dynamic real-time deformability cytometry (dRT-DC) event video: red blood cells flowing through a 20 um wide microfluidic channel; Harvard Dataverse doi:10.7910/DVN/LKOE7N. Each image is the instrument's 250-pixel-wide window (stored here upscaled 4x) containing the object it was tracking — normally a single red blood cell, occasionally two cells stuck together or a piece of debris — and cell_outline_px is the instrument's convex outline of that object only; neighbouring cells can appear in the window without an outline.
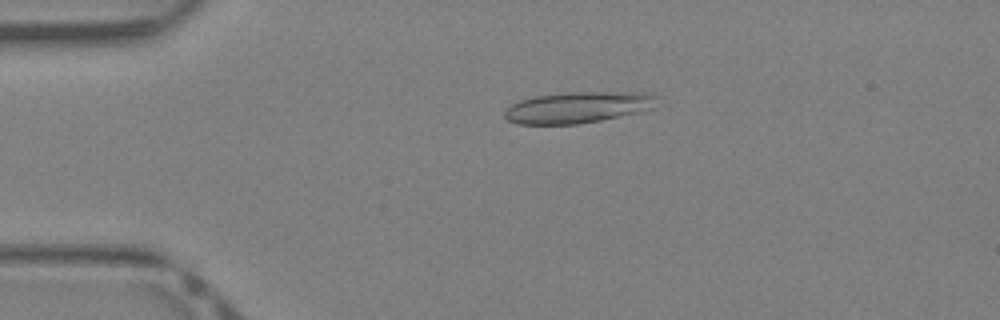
{"species": "Egyptian fruit bat (a non-hibernating species)", "species_latin": "Rousettus aegyptiacus", "temperature_condition": "warm", "stored_images_in_passage": 36, "camera_frame_rate_fps": 3000, "um_per_image_px": 0.085, "animal": {"sex": "female"}, "frame": {"image": 1, "passage_image": 5, "time_ms": 1.333, "image_size_px": [1000, 320], "cell_outline_px": [[656, 96], [652, 108], [636, 112], [600, 120], [576, 124], [516, 124], [508, 120], [504, 116], [504, 112], [512, 104], [520, 100], [536, 96], [572, 92], [652, 92]], "centroid_in_image_um": [49.09, 9.12], "position_along_channel_um": 35.9, "area_um2": 27.4}}
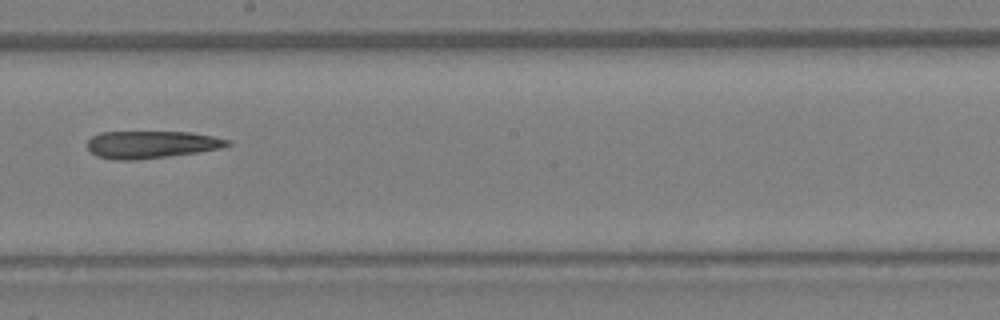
{"frame": {"image": 2, "passage_image": 19, "time_ms": 6.0, "image_size_px": [1000, 320], "cell_outline_px": [[232, 144], [220, 148], [196, 152], [168, 156], [132, 160], [116, 160], [96, 156], [88, 148], [88, 140], [92, 136], [100, 132], [188, 132], [212, 136], [228, 140]], "centroid_in_image_um": [12.83, 12.28], "position_along_channel_um": 235.4, "area_um2": 22.08}}
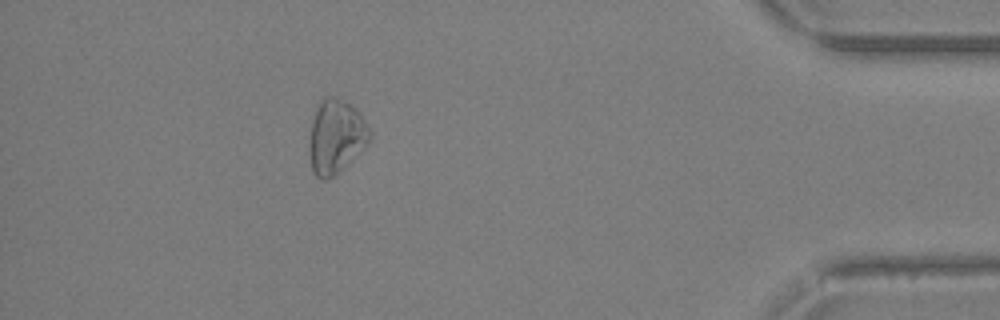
{"frame": {"image": 3, "passage_image": 32, "time_ms": 10.333, "image_size_px": [1000, 320], "cell_outline_px": [[372, 136], [364, 148], [328, 180], [320, 180], [312, 172], [312, 120], [316, 108], [320, 100], [324, 96], [332, 96], [344, 100], [356, 108], [360, 112], [372, 132]], "centroid_in_image_um": [28.6, 11.56], "position_along_channel_um": 406.6, "area_um2": 25.49}}